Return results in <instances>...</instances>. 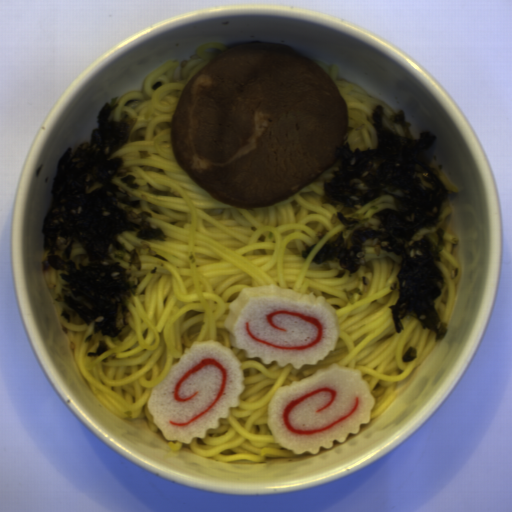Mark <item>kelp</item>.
<instances>
[{
    "label": "kelp",
    "instance_id": "10",
    "mask_svg": "<svg viewBox=\"0 0 512 512\" xmlns=\"http://www.w3.org/2000/svg\"><path fill=\"white\" fill-rule=\"evenodd\" d=\"M138 100L136 99H131V100H127L123 106H126V107H130L132 106L133 104H135Z\"/></svg>",
    "mask_w": 512,
    "mask_h": 512
},
{
    "label": "kelp",
    "instance_id": "5",
    "mask_svg": "<svg viewBox=\"0 0 512 512\" xmlns=\"http://www.w3.org/2000/svg\"><path fill=\"white\" fill-rule=\"evenodd\" d=\"M344 292H345V295H346L347 300H348L351 304H354V299H353L354 294H358V295H360V296H362V297H363V295H364V293H363L362 289H361V288H357V287H356V288H354V289H352V290H347V288H346V289H344Z\"/></svg>",
    "mask_w": 512,
    "mask_h": 512
},
{
    "label": "kelp",
    "instance_id": "6",
    "mask_svg": "<svg viewBox=\"0 0 512 512\" xmlns=\"http://www.w3.org/2000/svg\"><path fill=\"white\" fill-rule=\"evenodd\" d=\"M418 356L417 349L410 347L406 353L403 355L402 359L405 363H410Z\"/></svg>",
    "mask_w": 512,
    "mask_h": 512
},
{
    "label": "kelp",
    "instance_id": "4",
    "mask_svg": "<svg viewBox=\"0 0 512 512\" xmlns=\"http://www.w3.org/2000/svg\"><path fill=\"white\" fill-rule=\"evenodd\" d=\"M109 346L103 340L98 341V347L96 352H88L86 357H101L107 350H109Z\"/></svg>",
    "mask_w": 512,
    "mask_h": 512
},
{
    "label": "kelp",
    "instance_id": "7",
    "mask_svg": "<svg viewBox=\"0 0 512 512\" xmlns=\"http://www.w3.org/2000/svg\"><path fill=\"white\" fill-rule=\"evenodd\" d=\"M317 244H312V245H306L305 248L302 250L301 252V256L304 258V259H308L311 252L313 251V249L316 247Z\"/></svg>",
    "mask_w": 512,
    "mask_h": 512
},
{
    "label": "kelp",
    "instance_id": "11",
    "mask_svg": "<svg viewBox=\"0 0 512 512\" xmlns=\"http://www.w3.org/2000/svg\"><path fill=\"white\" fill-rule=\"evenodd\" d=\"M361 281H362L363 286H368L367 283H366V276L363 275L361 277Z\"/></svg>",
    "mask_w": 512,
    "mask_h": 512
},
{
    "label": "kelp",
    "instance_id": "2",
    "mask_svg": "<svg viewBox=\"0 0 512 512\" xmlns=\"http://www.w3.org/2000/svg\"><path fill=\"white\" fill-rule=\"evenodd\" d=\"M371 125L377 134L376 148L352 150L344 142L335 160L338 169L323 183L321 202L336 207L365 206L387 194L396 210L382 208L373 213L378 228L358 227L346 238L342 231L328 239L312 259L317 264L335 260L341 267L336 278L354 274L366 262L365 249L373 245L401 258L390 289L398 291L390 304L397 334L409 312L422 329L443 340L448 326L435 308L445 279L437 263L445 248V229L436 231L437 243L426 235L413 240L416 232L436 225L450 193L430 167L427 156L437 138L431 132L415 135L402 108L386 103L374 107Z\"/></svg>",
    "mask_w": 512,
    "mask_h": 512
},
{
    "label": "kelp",
    "instance_id": "8",
    "mask_svg": "<svg viewBox=\"0 0 512 512\" xmlns=\"http://www.w3.org/2000/svg\"><path fill=\"white\" fill-rule=\"evenodd\" d=\"M328 231H329V230H327V229H325V228H324L321 232H319V231H318V232L316 233L318 241H319V240H322V239L326 236V234L328 233Z\"/></svg>",
    "mask_w": 512,
    "mask_h": 512
},
{
    "label": "kelp",
    "instance_id": "3",
    "mask_svg": "<svg viewBox=\"0 0 512 512\" xmlns=\"http://www.w3.org/2000/svg\"><path fill=\"white\" fill-rule=\"evenodd\" d=\"M336 216L337 218L341 221L342 225L343 226H346L348 228H353V227H356L358 225H360V220L359 218H355V219H347L342 211H337L336 213Z\"/></svg>",
    "mask_w": 512,
    "mask_h": 512
},
{
    "label": "kelp",
    "instance_id": "1",
    "mask_svg": "<svg viewBox=\"0 0 512 512\" xmlns=\"http://www.w3.org/2000/svg\"><path fill=\"white\" fill-rule=\"evenodd\" d=\"M119 105L118 96L105 103L90 142L75 150L68 148L59 160L41 229L42 273L60 270L63 287L55 298L63 304L61 315L66 322L93 323L85 343L98 332L121 342L131 333L130 301L138 285L130 268L141 271L142 264L137 249L126 250L120 235L133 231L146 241L167 240L162 229L151 226L153 214L140 200L113 184L114 178H120L128 187L140 188L124 160L113 157L129 143L134 125L126 114L110 121ZM75 242L88 255V265L79 264L77 269L70 259Z\"/></svg>",
    "mask_w": 512,
    "mask_h": 512
},
{
    "label": "kelp",
    "instance_id": "9",
    "mask_svg": "<svg viewBox=\"0 0 512 512\" xmlns=\"http://www.w3.org/2000/svg\"><path fill=\"white\" fill-rule=\"evenodd\" d=\"M163 86V82L162 80H158L157 82H155L153 85H152V90H156V89H159L160 87Z\"/></svg>",
    "mask_w": 512,
    "mask_h": 512
}]
</instances>
